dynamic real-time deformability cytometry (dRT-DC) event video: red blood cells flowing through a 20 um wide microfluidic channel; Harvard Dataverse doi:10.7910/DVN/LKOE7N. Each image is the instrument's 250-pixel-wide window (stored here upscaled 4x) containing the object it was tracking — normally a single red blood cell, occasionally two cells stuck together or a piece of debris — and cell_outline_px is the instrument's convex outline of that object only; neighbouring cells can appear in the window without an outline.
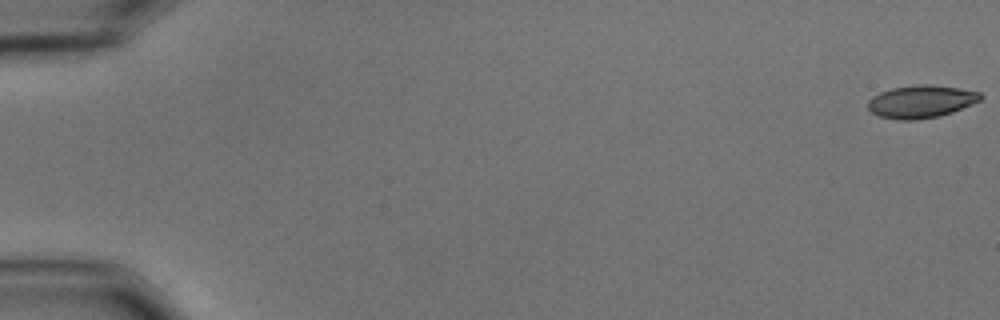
{"species": "common noctule bat (a hibernating species)", "species_latin": "Nyctalus noctula", "temperature_condition": "cold", "stored_images_in_passage": 56, "camera_frame_rate_fps": 3000, "um_per_image_px": 0.085, "animal": {"sex": "male", "body_mass_g": 15.6}, "frame": {"image": 1, "passage_image": 1, "time_ms": 0.0, "image_size_px": [1000, 320], "cell_outline_px": [[984, 96], [980, 100], [952, 112], [936, 116], [916, 120], [900, 120], [880, 116], [872, 112], [868, 108], [868, 100], [872, 96], [880, 92], [892, 88], [920, 84], [928, 84], [960, 88], [980, 92]], "centroid_in_image_um": [78.28, 8.62], "position_along_channel_um": 6.7, "area_um2": 21.27}}
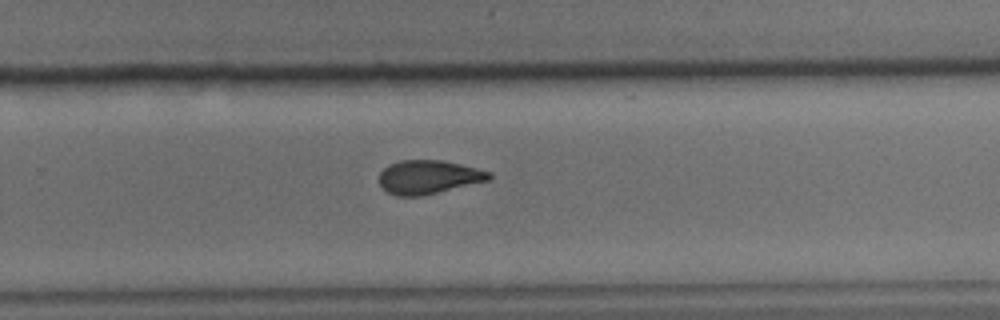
{"frame": {"image": 2, "passage_image": 38, "time_ms": 12.333, "image_size_px": [1000, 320], "cell_outline_px": [[492, 176], [488, 180], [420, 196], [396, 196], [388, 192], [380, 184], [380, 172], [388, 164], [400, 160], [440, 160], [460, 164], [492, 172]], "centroid_in_image_um": [36.4, 15.04], "position_along_channel_um": 293.4, "area_um2": 21.33}}
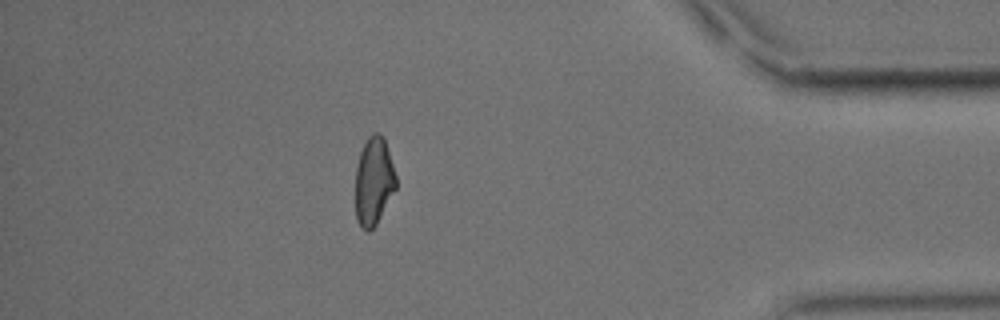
{"frame": {"image": 3, "passage_image": 50, "time_ms": 16.333, "image_size_px": [1000, 320], "cell_outline_px": [[396, 188], [376, 224], [368, 232], [360, 224], [356, 216], [356, 168], [360, 152], [368, 136], [372, 132], [380, 132], [384, 136], [396, 176]], "centroid_in_image_um": [31.77, 15.34], "position_along_channel_um": 403.4, "area_um2": 20.63}, "authors_computed_cell_mechanics": {"area_um2": 21.9062, "velocity_mm_per_s": 3.6417, "shape_relaxation_time_tau1_ms": 7.3933, "shape_relaxation_time_tau2_ms": 2.3167, "deformation_change_tau1": 0.1806, "deformation_change_tau2": 0.0779}}